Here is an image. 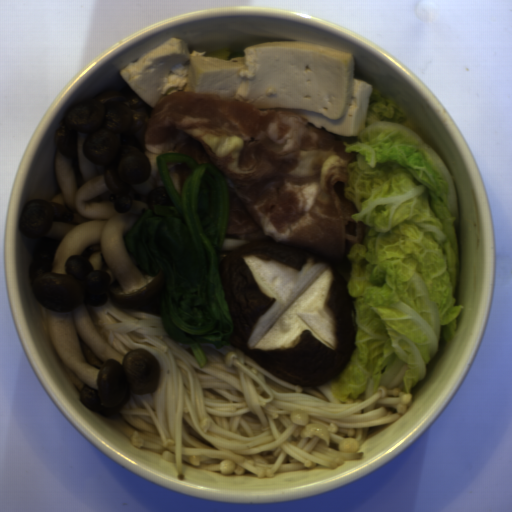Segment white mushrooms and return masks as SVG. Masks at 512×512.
I'll use <instances>...</instances> for the list:
<instances>
[{"mask_svg":"<svg viewBox=\"0 0 512 512\" xmlns=\"http://www.w3.org/2000/svg\"><path fill=\"white\" fill-rule=\"evenodd\" d=\"M153 108L120 70L67 112L53 136L58 192L29 200L18 219L33 240L29 275L48 334L78 400L104 416H118L131 392L156 390L162 373L149 350L123 355L108 344L88 311L108 302L134 310L164 287V273H143L124 239L150 206L149 191L136 186L150 176Z\"/></svg>","mask_w":512,"mask_h":512,"instance_id":"obj_1","label":"white mushrooms"},{"mask_svg":"<svg viewBox=\"0 0 512 512\" xmlns=\"http://www.w3.org/2000/svg\"><path fill=\"white\" fill-rule=\"evenodd\" d=\"M249 242H251V241H243V240L234 239L233 237H231L229 235L228 228H227L225 236H224V239H223V243H222V246H221V249H220V252H219L221 265L224 262L225 258L231 252H233L236 249L246 245Z\"/></svg>","mask_w":512,"mask_h":512,"instance_id":"obj_2","label":"white mushrooms"}]
</instances>
